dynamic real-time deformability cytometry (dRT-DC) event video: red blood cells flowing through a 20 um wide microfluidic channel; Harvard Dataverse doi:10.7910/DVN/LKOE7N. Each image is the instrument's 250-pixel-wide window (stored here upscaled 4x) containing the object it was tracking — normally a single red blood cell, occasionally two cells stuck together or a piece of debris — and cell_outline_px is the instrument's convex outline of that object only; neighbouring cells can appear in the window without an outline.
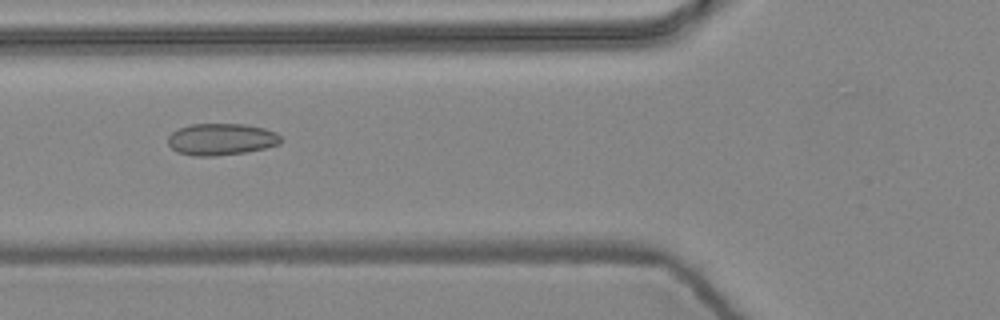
{"species": "common noctule bat (a hibernating species)", "species_latin": "Nyctalus noctula", "temperature_condition": "warm", "stored_images_in_passage": 10, "camera_frame_rate_fps": 3000, "um_per_image_px": 0.085, "animal": {"sex": "female", "body_mass_g": 24.6, "forearm_length_mm": 56.2}, "frame": {"image": 1, "passage_image": 6, "time_ms": 1.667, "image_size_px": [1000, 320], "cell_outline_px": [[280, 144], [264, 148], [244, 152], [216, 156], [192, 156], [176, 152], [168, 144], [168, 136], [172, 132], [180, 128], [192, 124], [244, 124], [264, 128], [276, 132], [280, 136]], "centroid_in_image_um": [18.78, 11.84], "position_along_channel_um": 107.0, "area_um2": 20.87}}
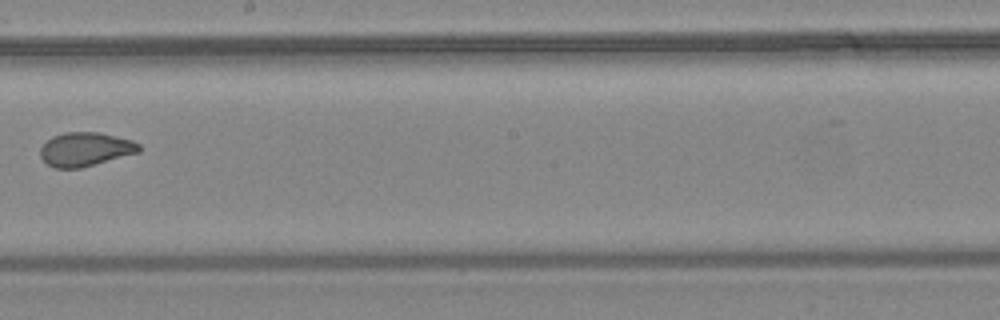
{"frame": {"image": 2, "passage_image": 9, "time_ms": 2.667, "image_size_px": [1000, 320], "cell_outline_px": [[140, 152], [80, 168], [52, 168], [40, 156], [40, 148], [52, 136], [64, 132], [100, 132], [132, 140], [140, 144]], "centroid_in_image_um": [7.25, 12.68], "position_along_channel_um": 240.9, "area_um2": 19.48}}
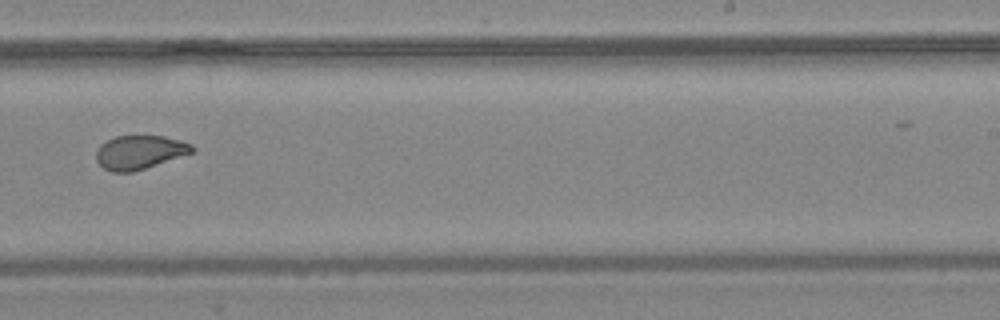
{"frame": {"image": 3, "passage_image": 10, "time_ms": 3.0, "image_size_px": [1000, 320], "cell_outline_px": [[196, 148], [192, 152], [132, 172], [112, 172], [104, 168], [96, 160], [96, 152], [100, 144], [116, 136], [164, 136], [180, 140], [192, 144]], "centroid_in_image_um": [11.85, 12.93], "position_along_channel_um": 277.2, "area_um2": 18.61}}